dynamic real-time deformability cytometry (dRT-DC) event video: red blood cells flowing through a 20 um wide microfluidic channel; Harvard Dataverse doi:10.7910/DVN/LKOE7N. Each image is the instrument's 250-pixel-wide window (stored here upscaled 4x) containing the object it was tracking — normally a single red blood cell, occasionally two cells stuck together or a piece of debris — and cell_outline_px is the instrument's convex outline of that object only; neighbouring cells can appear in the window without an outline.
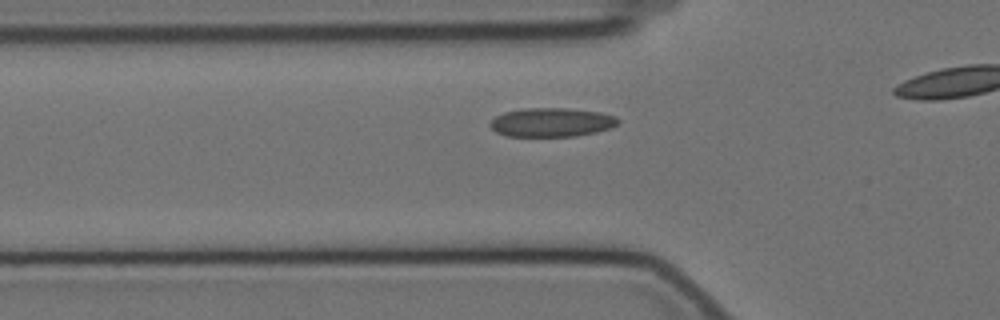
{"species": "Egyptian fruit bat (a non-hibernating species)", "species_latin": "Rousettus aegyptiacus", "temperature_condition": "cold", "stored_images_in_passage": 10, "camera_frame_rate_fps": 3000, "um_per_image_px": 0.085, "animal": {"sex": "female"}, "frame": {"image": 1, "passage_image": 4, "time_ms": 1.0, "image_size_px": [1000, 320], "cell_outline_px": [[620, 120], [616, 124], [608, 128], [596, 132], [576, 136], [504, 136], [496, 132], [488, 124], [496, 116], [504, 112], [524, 108], [568, 108], [600, 112], [616, 116]], "centroid_in_image_um": [46.86, 10.39], "position_along_channel_um": 78.9, "area_um2": 21.56}}
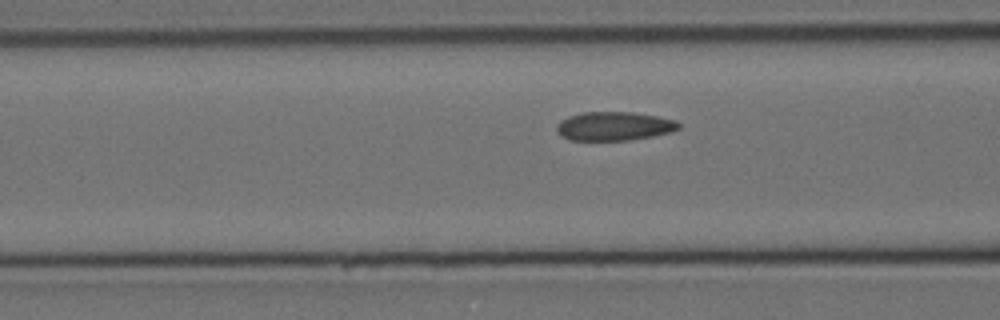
{"frame": {"image": 2, "passage_image": 7, "time_ms": 2.0, "image_size_px": [1000, 320], "cell_outline_px": [[680, 128], [672, 132], [652, 136], [628, 140], [568, 140], [560, 136], [556, 132], [556, 124], [560, 120], [568, 116], [584, 112], [632, 112], [656, 116], [676, 120], [680, 124]], "centroid_in_image_um": [52.16, 10.72], "position_along_channel_um": 114.4, "area_um2": 20.63}}